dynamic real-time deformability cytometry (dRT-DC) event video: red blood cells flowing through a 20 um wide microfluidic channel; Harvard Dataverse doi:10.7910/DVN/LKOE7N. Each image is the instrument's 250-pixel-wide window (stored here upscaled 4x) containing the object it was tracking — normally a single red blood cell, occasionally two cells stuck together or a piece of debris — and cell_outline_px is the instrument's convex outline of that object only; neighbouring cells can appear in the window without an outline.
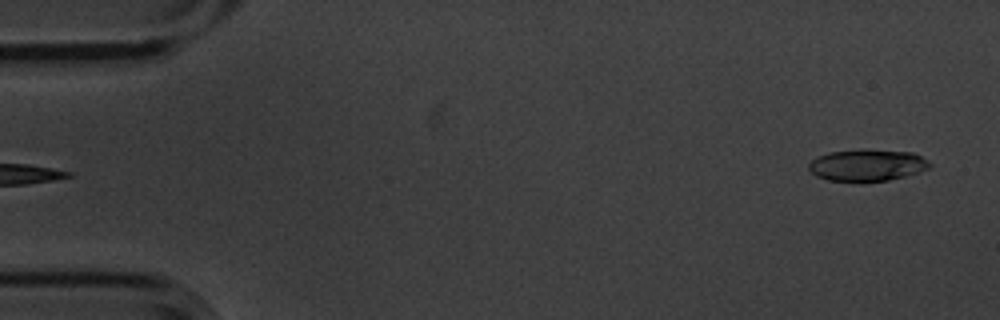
{"species": "common noctule bat (a hibernating species)", "species_latin": "Nyctalus noctula", "temperature_condition": "cold", "stored_images_in_passage": 3, "segment_of_instrument_passage": [2, 2], "camera_frame_rate_fps": 3000, "um_per_image_px": 0.085, "animal": {"sex": "male", "body_mass_g": 20.1, "forearm_length_mm": 53.5}, "frame": {"image": 1, "passage_image": 3, "time_ms": 0.667, "image_size_px": [1000, 320], "cell_outline_px": [[932, 164], [928, 168], [904, 176], [888, 180], [860, 184], [828, 180], [816, 176], [808, 168], [808, 164], [816, 156], [828, 152], [860, 148], [864, 148], [912, 152], [928, 160]], "centroid_in_image_um": [73.65, 14.05], "position_along_channel_um": 11.3, "area_um2": 23.18}}